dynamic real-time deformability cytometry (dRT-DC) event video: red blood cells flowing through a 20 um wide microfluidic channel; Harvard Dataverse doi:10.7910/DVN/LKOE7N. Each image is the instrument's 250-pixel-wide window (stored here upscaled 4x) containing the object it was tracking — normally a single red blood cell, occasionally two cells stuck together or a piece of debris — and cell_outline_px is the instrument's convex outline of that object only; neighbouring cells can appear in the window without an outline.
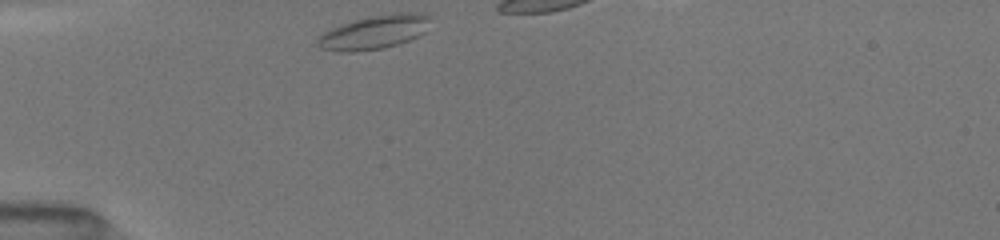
{"species": "common noctule bat (a hibernating species)", "species_latin": "Nyctalus noctula", "temperature_condition": "room temperature", "stored_images_in_passage": 15, "camera_frame_rate_fps": 3000, "um_per_image_px": 0.085, "animal": {"sex": "female", "body_mass_g": 19.5, "forearm_length_mm": 54.1}, "frame": {"image": 1, "passage_image": 1, "time_ms": 0.0, "image_size_px": [1000, 240], "cell_outline_px": [[432, 16], [424, 32], [408, 40], [384, 48], [352, 52], [340, 52], [320, 48], [316, 44], [320, 36], [324, 32], [332, 28], [352, 20], [400, 12], [412, 12]], "centroid_in_image_um": [31.79, 2.74], "position_along_channel_um": 53.2, "area_um2": 21.85}}
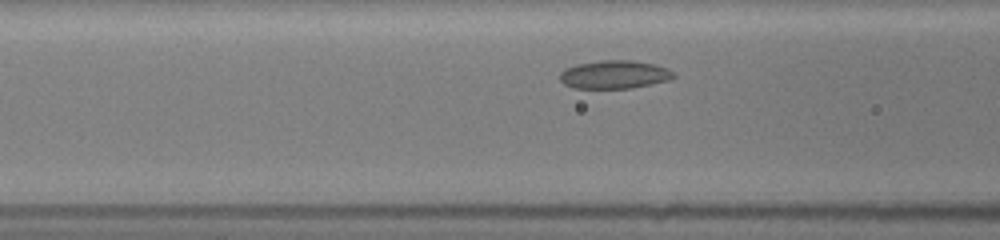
{"frame": {"image": 2, "passage_image": 7, "time_ms": 2.0, "image_size_px": [1000, 240], "cell_outline_px": [[676, 76], [668, 80], [652, 84], [632, 88], [572, 88], [564, 84], [560, 80], [560, 72], [576, 64], [600, 60], [628, 60], [652, 64], [668, 68]], "centroid_in_image_um": [52.21, 6.34], "position_along_channel_um": 114.4, "area_um2": 18.61}}
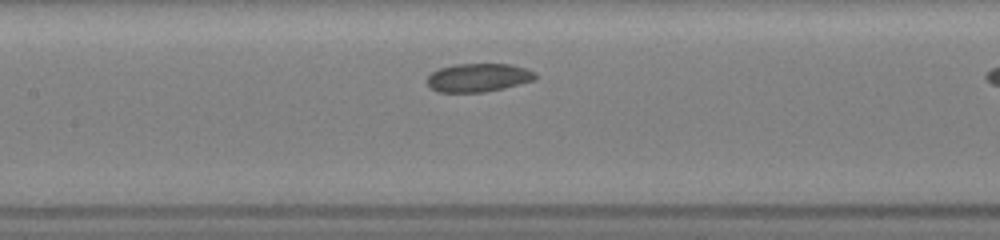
{"frame": {"image": 3, "passage_image": 11, "time_ms": 3.333, "image_size_px": [1000, 240], "cell_outline_px": [[536, 80], [504, 88], [484, 92], [436, 92], [428, 84], [428, 76], [432, 72], [440, 68], [456, 64], [512, 64], [536, 72]], "centroid_in_image_um": [40.69, 6.6], "position_along_channel_um": 166.7, "area_um2": 17.92}}